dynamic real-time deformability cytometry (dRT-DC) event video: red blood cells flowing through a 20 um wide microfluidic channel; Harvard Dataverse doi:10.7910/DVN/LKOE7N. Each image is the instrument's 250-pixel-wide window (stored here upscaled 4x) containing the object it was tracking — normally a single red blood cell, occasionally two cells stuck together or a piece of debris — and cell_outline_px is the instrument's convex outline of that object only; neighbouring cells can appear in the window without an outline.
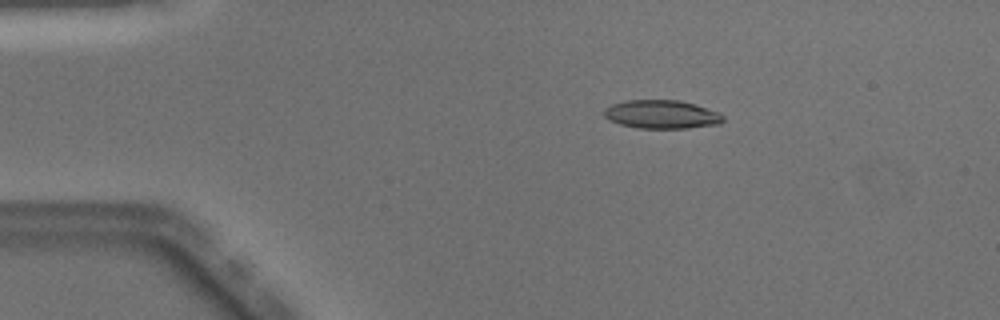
{"species": "Egyptian fruit bat (a non-hibernating species)", "species_latin": "Rousettus aegyptiacus", "temperature_condition": "warm", "stored_images_in_passage": 41, "camera_frame_rate_fps": 3000, "um_per_image_px": 0.085, "animal": {"sex": "male"}, "frame": {"image": 1, "passage_image": 1, "time_ms": 0.0, "image_size_px": [1000, 320], "cell_outline_px": [[724, 120], [720, 124], [688, 128], [636, 128], [620, 124], [608, 120], [604, 116], [604, 108], [612, 104], [624, 100], [680, 100], [696, 104], [720, 112], [724, 116]], "centroid_in_image_um": [56.25, 9.72], "position_along_channel_um": 28.7, "area_um2": 20.06}}
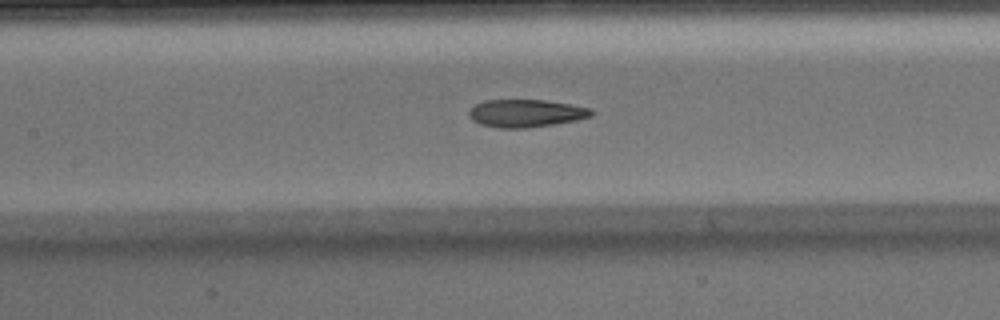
{"frame": {"image": 2, "passage_image": 15, "time_ms": 4.667, "image_size_px": [1000, 320], "cell_outline_px": [[592, 116], [576, 120], [552, 124], [524, 128], [500, 128], [480, 124], [472, 120], [468, 116], [468, 112], [476, 104], [484, 100], [544, 100], [592, 108]], "centroid_in_image_um": [44.67, 9.62], "position_along_channel_um": 162.7, "area_um2": 19.59}}
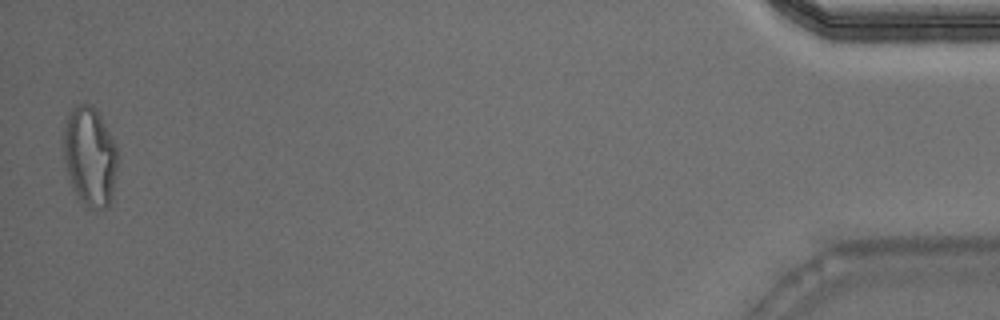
{"frame": {"image": 3, "passage_image": 41, "time_ms": 13.333, "image_size_px": [1000, 320], "cell_outline_px": [[116, 168], [112, 196], [108, 204], [104, 208], [88, 208], [80, 200], [68, 180], [64, 168], [60, 140], [68, 112], [76, 104], [92, 104], [96, 108], [112, 136], [116, 144]], "centroid_in_image_um": [7.56, 13.24], "position_along_channel_um": 427.6, "area_um2": 32.02}, "authors_computed_cell_mechanics": {"area_um2": 20.3456, "velocity_mm_per_s": 4.0894, "shape_relaxation_time_tau1_ms": null, "shape_relaxation_time_tau2_ms": 1.8627, "deformation_change_tau1": null, "deformation_change_tau2": 0.1117}}